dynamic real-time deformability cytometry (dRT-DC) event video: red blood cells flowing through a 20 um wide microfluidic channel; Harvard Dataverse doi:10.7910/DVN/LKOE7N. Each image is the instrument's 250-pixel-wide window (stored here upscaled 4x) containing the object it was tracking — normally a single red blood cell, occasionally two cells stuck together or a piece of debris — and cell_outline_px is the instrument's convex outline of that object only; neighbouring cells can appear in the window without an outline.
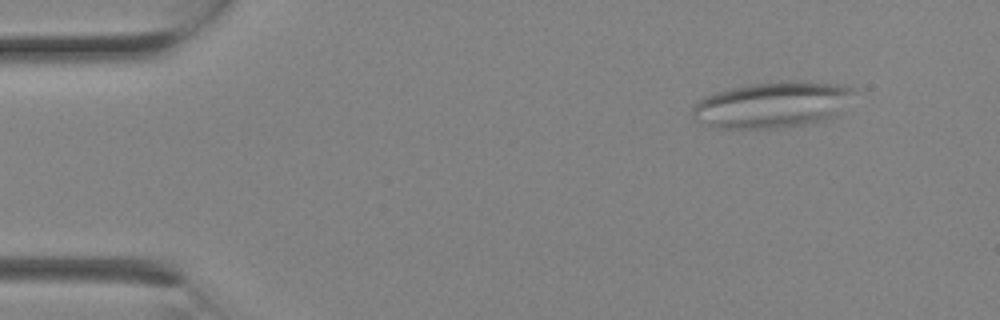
{"species": "Egyptian fruit bat (a non-hibernating species)", "species_latin": "Rousettus aegyptiacus", "temperature_condition": "room temperature", "stored_images_in_passage": 2, "camera_frame_rate_fps": 3000, "um_per_image_px": 0.085, "animal": {"sex": "female"}, "frame": {"image": 1, "passage_image": 1, "time_ms": 0.0, "image_size_px": [1000, 320], "cell_outline_px": [[856, 88], [836, 112], [832, 116], [820, 120], [804, 124], [780, 128], [712, 128], [696, 120], [692, 116], [692, 108], [704, 96], [716, 92], [748, 84], [780, 80], [808, 80], [844, 84]], "centroid_in_image_um": [65.59, 8.87], "position_along_channel_um": 19.4, "area_um2": 43.29}}